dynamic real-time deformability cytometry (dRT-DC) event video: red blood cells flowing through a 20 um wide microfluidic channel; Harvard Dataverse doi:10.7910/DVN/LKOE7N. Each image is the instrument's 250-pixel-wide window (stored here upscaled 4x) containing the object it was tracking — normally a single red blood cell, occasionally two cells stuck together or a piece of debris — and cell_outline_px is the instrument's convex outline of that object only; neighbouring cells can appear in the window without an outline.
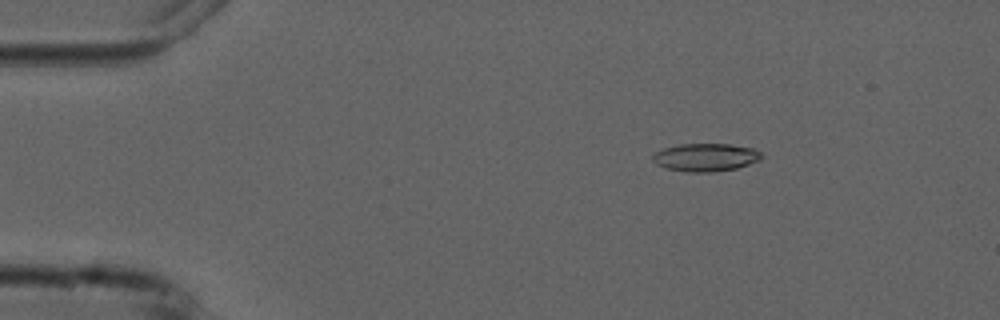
{"species": "common noctule bat (a hibernating species)", "species_latin": "Nyctalus noctula", "temperature_condition": "cold", "stored_images_in_passage": 5, "camera_frame_rate_fps": 3000, "um_per_image_px": 0.085, "animal": {"sex": "male", "forearm_length_mm": 52.5}, "frame": {"image": 1, "passage_image": 3, "time_ms": 2.667, "image_size_px": [1000, 320], "cell_outline_px": [[764, 156], [760, 160], [736, 168], [712, 172], [688, 172], [664, 168], [656, 164], [652, 160], [652, 156], [656, 152], [664, 148], [680, 144], [732, 144], [752, 148], [760, 152]], "centroid_in_image_um": [59.97, 13.37], "position_along_channel_um": 25.0, "area_um2": 17.74}}